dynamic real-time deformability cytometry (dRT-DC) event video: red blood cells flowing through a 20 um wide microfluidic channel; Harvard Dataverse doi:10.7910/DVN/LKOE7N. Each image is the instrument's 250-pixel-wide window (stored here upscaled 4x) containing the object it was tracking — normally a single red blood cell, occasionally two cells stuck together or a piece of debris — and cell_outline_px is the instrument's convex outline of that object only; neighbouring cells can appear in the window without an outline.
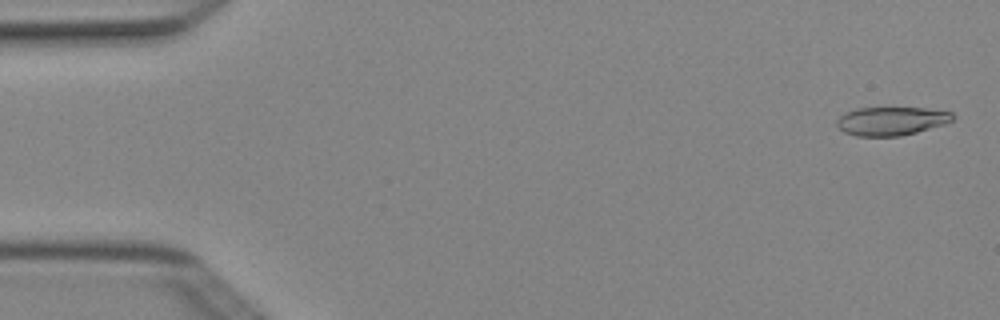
{"species": "Egyptian fruit bat (a non-hibernating species)", "species_latin": "Rousettus aegyptiacus", "temperature_condition": "cold", "stored_images_in_passage": 4, "camera_frame_rate_fps": 3000, "um_per_image_px": 0.085, "animal": {"sex": "female"}, "frame": {"image": 1, "passage_image": 1, "time_ms": 0.0, "image_size_px": [1000, 320], "cell_outline_px": [[956, 116], [952, 120], [944, 124], [916, 132], [900, 136], [856, 136], [844, 132], [836, 124], [836, 120], [840, 116], [856, 108], [924, 108], [952, 112]], "centroid_in_image_um": [75.77, 10.29], "position_along_channel_um": 9.2, "area_um2": 19.13}}
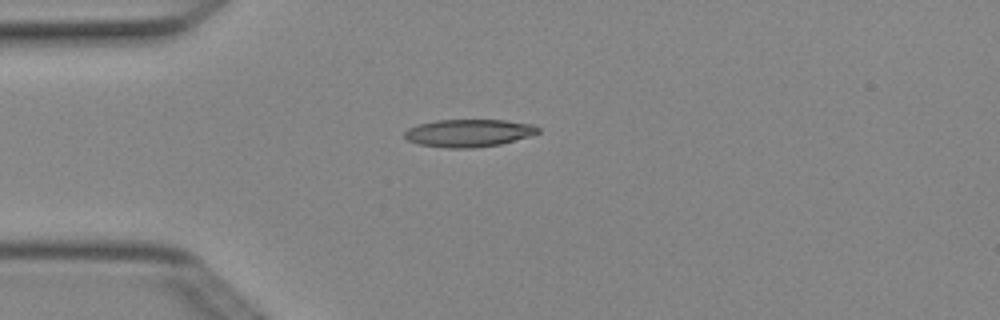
{"frame": {"image": 2, "passage_image": 4, "time_ms": 1.0, "image_size_px": [1000, 320], "cell_outline_px": [[540, 132], [532, 136], [500, 144], [476, 148], [448, 148], [420, 144], [408, 140], [404, 136], [404, 132], [408, 128], [420, 124], [436, 120], [504, 120], [532, 124], [540, 128]], "centroid_in_image_um": [39.88, 11.31], "position_along_channel_um": 45.1, "area_um2": 21.5}}